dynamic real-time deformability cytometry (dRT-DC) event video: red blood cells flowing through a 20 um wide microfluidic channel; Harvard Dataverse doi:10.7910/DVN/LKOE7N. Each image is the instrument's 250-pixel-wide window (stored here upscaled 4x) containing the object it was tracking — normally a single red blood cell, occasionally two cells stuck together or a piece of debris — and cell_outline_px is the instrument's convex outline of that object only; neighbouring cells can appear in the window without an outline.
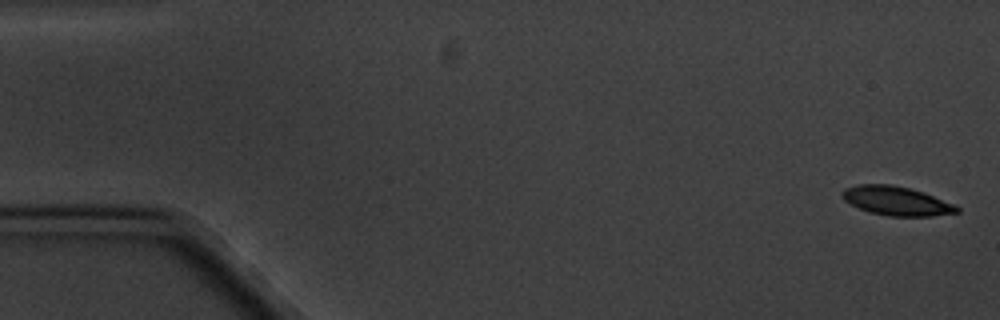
{"species": "common noctule bat (a hibernating species)", "species_latin": "Nyctalus noctula", "temperature_condition": "cold", "stored_images_in_passage": 12, "camera_frame_rate_fps": 3000, "um_per_image_px": 0.085, "animal": {"sex": "male", "body_mass_g": 20.1, "forearm_length_mm": 53.5}, "frame": {"image": 1, "passage_image": 1, "time_ms": 0.0, "image_size_px": [1000, 320], "cell_outline_px": [[960, 212], [932, 216], [888, 216], [868, 212], [844, 200], [840, 196], [840, 192], [844, 188], [856, 184], [892, 184], [924, 192], [956, 204], [960, 208]], "centroid_in_image_um": [76.2, 17.07], "position_along_channel_um": 8.8, "area_um2": 19.65}}
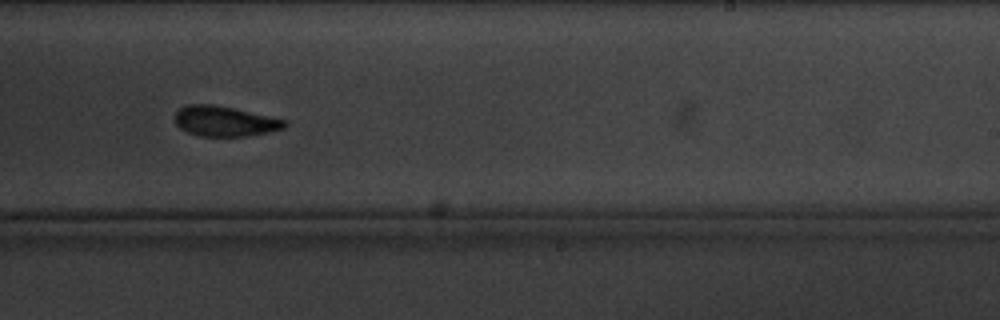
{"frame": {"image": 2, "passage_image": 11, "time_ms": 11.667, "image_size_px": [1000, 320], "cell_outline_px": [[288, 124], [284, 128], [268, 132], [248, 136], [200, 136], [188, 132], [180, 128], [176, 124], [176, 112], [180, 108], [188, 104], [212, 104], [232, 108], [288, 120]], "centroid_in_image_um": [19.12, 10.31], "position_along_channel_um": 269.9, "area_um2": 19.19}}
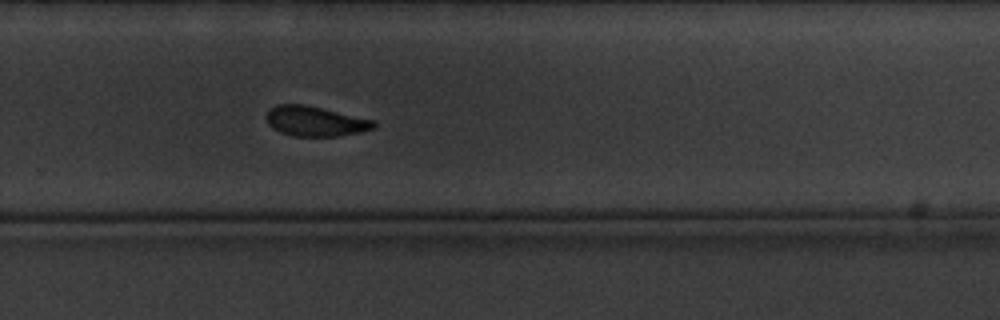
{"frame": {"image": 3, "passage_image": 12, "time_ms": 12.667, "image_size_px": [1000, 320], "cell_outline_px": [[376, 128], [360, 132], [336, 136], [292, 136], [280, 132], [272, 128], [268, 124], [264, 116], [276, 104], [304, 104], [376, 120]], "centroid_in_image_um": [26.8, 10.3], "position_along_channel_um": 303.0, "area_um2": 18.9}}